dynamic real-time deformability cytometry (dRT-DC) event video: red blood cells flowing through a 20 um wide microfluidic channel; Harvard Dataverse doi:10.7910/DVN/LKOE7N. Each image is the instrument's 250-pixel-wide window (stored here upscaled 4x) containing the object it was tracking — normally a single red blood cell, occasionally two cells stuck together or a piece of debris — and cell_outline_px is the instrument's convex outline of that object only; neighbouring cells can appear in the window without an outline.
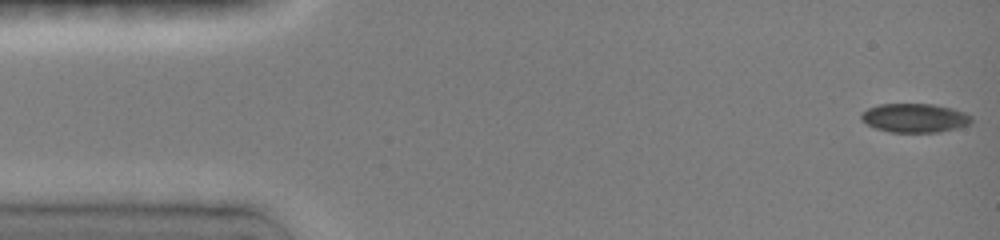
{"species": "common noctule bat (a hibernating species)", "species_latin": "Nyctalus noctula", "temperature_condition": "room temperature", "stored_images_in_passage": 15, "camera_frame_rate_fps": 3000, "um_per_image_px": 0.085, "animal": {"sex": "female", "body_mass_g": 19.0, "forearm_length_mm": 51.5}, "frame": {"image": 1, "passage_image": 1, "time_ms": 0.0, "image_size_px": [1000, 240], "cell_outline_px": [[972, 124], [940, 132], [888, 132], [876, 128], [860, 120], [860, 112], [868, 108], [880, 104], [932, 104], [952, 108], [964, 112], [972, 116]], "centroid_in_image_um": [77.75, 10.02], "position_along_channel_um": 7.3, "area_um2": 18.73}}
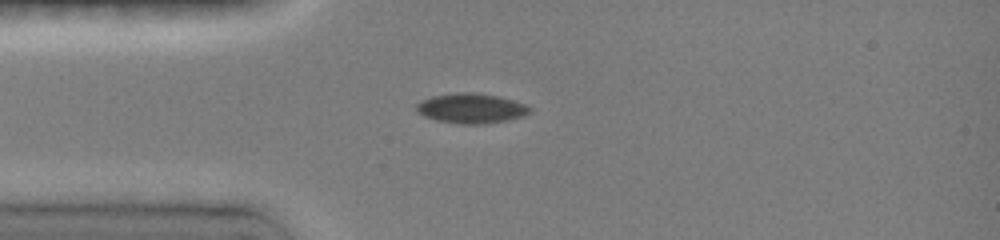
{"frame": {"image": 2, "passage_image": 7, "time_ms": 3.667, "image_size_px": [1000, 240], "cell_outline_px": [[532, 112], [524, 116], [508, 120], [484, 124], [460, 124], [436, 120], [424, 116], [416, 112], [416, 104], [420, 100], [432, 96], [460, 92], [472, 92], [496, 96], [512, 100], [524, 104], [532, 108]], "centroid_in_image_um": [40.04, 9.21], "position_along_channel_um": 45.0, "area_um2": 19.83}}
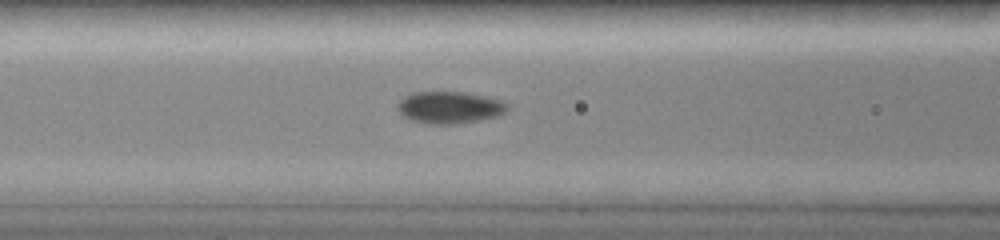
{"frame": {"image": 3, "passage_image": 11, "time_ms": 6.0, "image_size_px": [1000, 240], "cell_outline_px": [[508, 108], [504, 112], [496, 116], [480, 120], [456, 124], [428, 124], [408, 120], [396, 108], [400, 100], [404, 96], [416, 92], [464, 92], [484, 96], [500, 100], [508, 104]], "centroid_in_image_um": [38.18, 9.14], "position_along_channel_um": 128.4, "area_um2": 20.46}}